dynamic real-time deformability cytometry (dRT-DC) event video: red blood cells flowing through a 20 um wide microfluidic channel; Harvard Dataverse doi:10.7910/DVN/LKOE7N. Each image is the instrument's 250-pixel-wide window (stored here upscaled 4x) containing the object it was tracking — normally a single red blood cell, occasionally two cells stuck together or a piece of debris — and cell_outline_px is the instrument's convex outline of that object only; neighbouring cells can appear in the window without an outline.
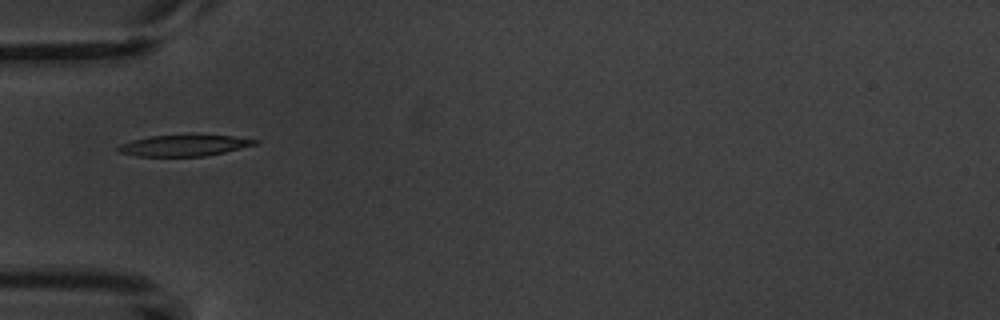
{"species": "common noctule bat (a hibernating species)", "species_latin": "Nyctalus noctula", "temperature_condition": "warm", "stored_images_in_passage": 5, "camera_frame_rate_fps": 3000, "um_per_image_px": 0.085, "animal": {"sex": "male", "body_mass_g": 20.1, "forearm_length_mm": 53.5}, "frame": {"image": 1, "passage_image": 3, "time_ms": 2.667, "image_size_px": [1000, 320], "cell_outline_px": [[260, 140], [256, 144], [224, 152], [204, 156], [136, 156], [116, 152], [116, 148], [120, 144], [132, 140], [152, 136], [232, 136]], "centroid_in_image_um": [15.58, 12.38], "position_along_channel_um": 69.4, "area_um2": 16.47}}
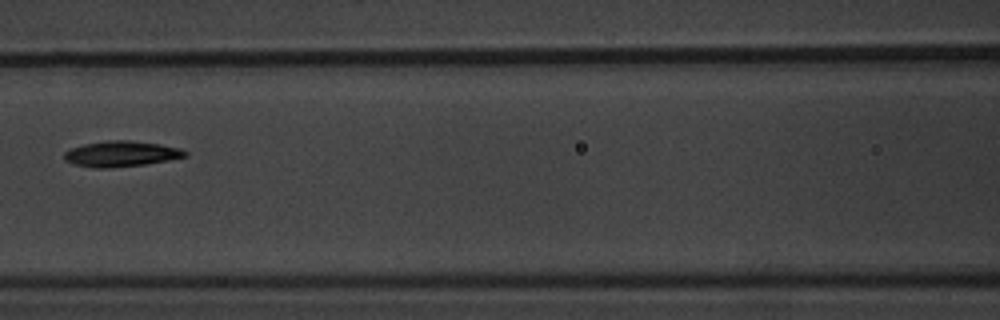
{"frame": {"image": 2, "passage_image": 5, "time_ms": 5.0, "image_size_px": [1000, 320], "cell_outline_px": [[188, 156], [148, 164], [108, 168], [92, 168], [72, 164], [64, 160], [64, 152], [72, 148], [84, 144], [108, 140], [128, 140], [160, 144], [180, 148], [188, 152]], "centroid_in_image_um": [10.3, 13.08], "position_along_channel_um": 156.3, "area_um2": 18.21}}